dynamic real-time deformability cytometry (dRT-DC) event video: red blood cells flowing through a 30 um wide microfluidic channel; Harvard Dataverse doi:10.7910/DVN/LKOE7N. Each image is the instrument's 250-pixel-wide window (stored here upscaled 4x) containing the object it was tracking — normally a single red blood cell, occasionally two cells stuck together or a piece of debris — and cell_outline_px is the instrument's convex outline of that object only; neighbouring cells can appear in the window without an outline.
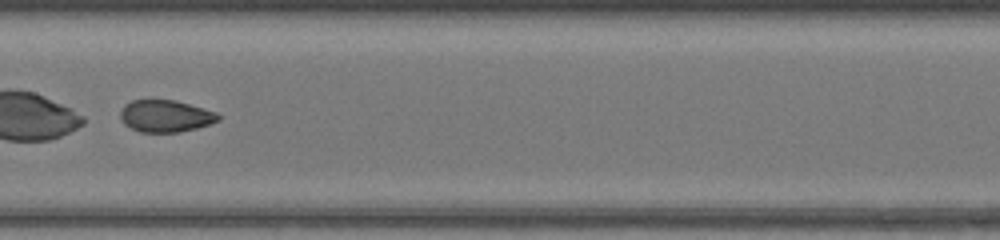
{"species": "common noctule bat (a hibernating species)", "species_latin": "Nyctalus noctula", "temperature_condition": "warm", "stored_images_in_passage": 48, "camera_frame_rate_fps": 3000, "um_per_image_px": 0.085, "animal": {"sex": "female", "body_mass_g": 17.0, "forearm_length_mm": 48.0}, "frame": {"image": 1, "passage_image": 26, "time_ms": 8.333, "image_size_px": [1000, 240], "cell_outline_px": [[220, 120], [196, 128], [180, 132], [140, 132], [124, 124], [120, 116], [120, 112], [124, 104], [132, 100], [148, 96], [152, 96], [176, 100], [216, 112], [220, 116]], "centroid_in_image_um": [14.01, 9.8], "position_along_channel_um": 193.4, "area_um2": 18.9}}
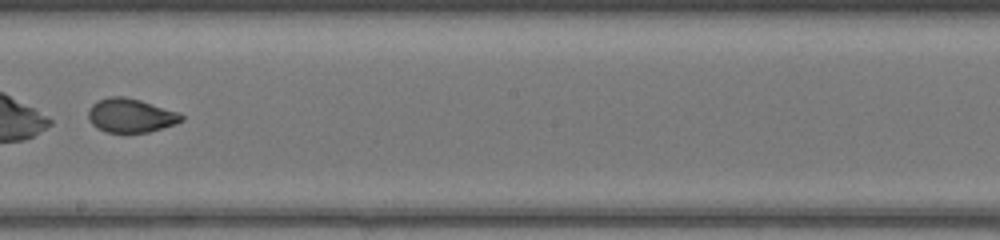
{"frame": {"image": 2, "passage_image": 29, "time_ms": 9.333, "image_size_px": [1000, 240], "cell_outline_px": [[184, 120], [176, 124], [148, 132], [104, 132], [96, 128], [88, 120], [88, 108], [96, 100], [108, 96], [124, 96], [140, 100], [180, 112], [184, 116]], "centroid_in_image_um": [11.09, 9.81], "position_along_channel_um": 237.1, "area_um2": 18.73}}